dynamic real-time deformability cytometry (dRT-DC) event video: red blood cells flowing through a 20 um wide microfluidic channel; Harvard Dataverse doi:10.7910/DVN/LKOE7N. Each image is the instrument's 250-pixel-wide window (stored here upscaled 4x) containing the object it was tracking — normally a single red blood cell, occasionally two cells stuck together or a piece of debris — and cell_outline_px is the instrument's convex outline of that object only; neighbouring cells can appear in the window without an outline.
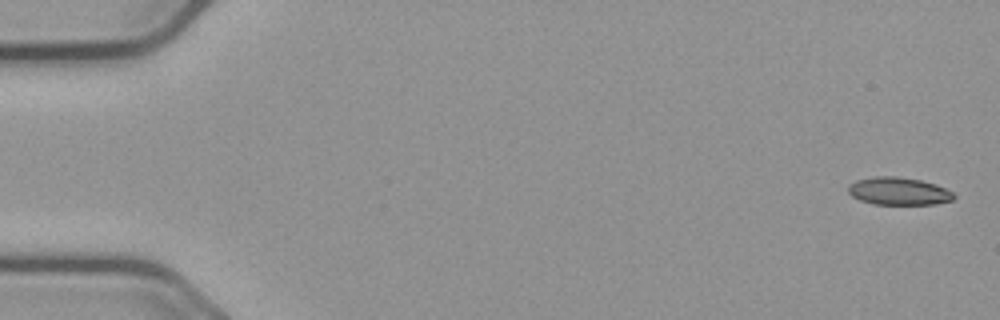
{"species": "common noctule bat (a hibernating species)", "species_latin": "Nyctalus noctula", "temperature_condition": "cold", "stored_images_in_passage": 13, "camera_frame_rate_fps": 3000, "um_per_image_px": 0.085, "animal": {"sex": "male", "body_mass_g": 23.1, "forearm_length_mm": 52.7}, "frame": {"image": 1, "passage_image": 1, "time_ms": 0.0, "image_size_px": [1000, 320], "cell_outline_px": [[956, 196], [952, 200], [936, 204], [872, 204], [860, 200], [852, 196], [848, 192], [848, 184], [856, 180], [872, 176], [896, 176], [920, 180], [936, 184], [952, 192]], "centroid_in_image_um": [76.35, 16.24], "position_along_channel_um": 8.6, "area_um2": 17.11}}